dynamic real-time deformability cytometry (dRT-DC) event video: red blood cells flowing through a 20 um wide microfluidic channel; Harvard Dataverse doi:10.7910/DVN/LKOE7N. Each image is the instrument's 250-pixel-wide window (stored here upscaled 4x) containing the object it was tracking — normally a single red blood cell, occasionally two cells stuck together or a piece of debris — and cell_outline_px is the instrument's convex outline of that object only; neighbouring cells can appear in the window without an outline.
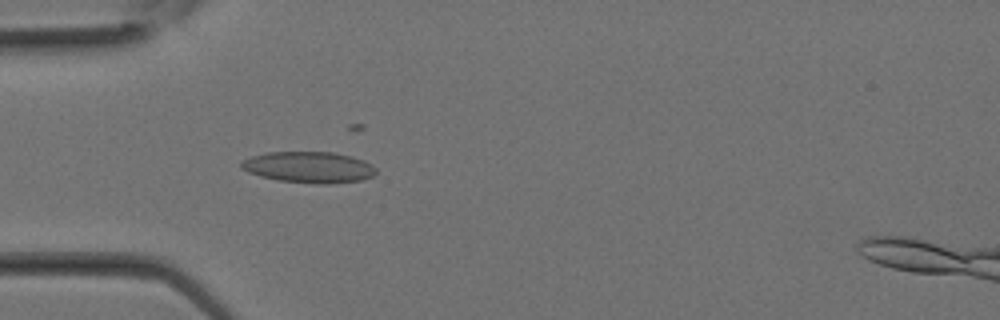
{"species": "Egyptian fruit bat (a non-hibernating species)", "species_latin": "Rousettus aegyptiacus", "temperature_condition": "room temperature", "stored_images_in_passage": 29, "camera_frame_rate_fps": 3000, "um_per_image_px": 0.085, "animal": {"sex": "female"}, "frame": {"image": 1, "passage_image": 7, "time_ms": 2.0, "image_size_px": [1000, 320], "cell_outline_px": [[376, 172], [372, 176], [360, 180], [328, 184], [316, 184], [280, 180], [260, 176], [248, 172], [240, 168], [240, 164], [244, 160], [252, 156], [268, 152], [332, 152], [352, 156], [364, 160], [372, 164], [376, 168]], "centroid_in_image_um": [26.27, 14.21], "position_along_channel_um": 58.7, "area_um2": 24.45}}
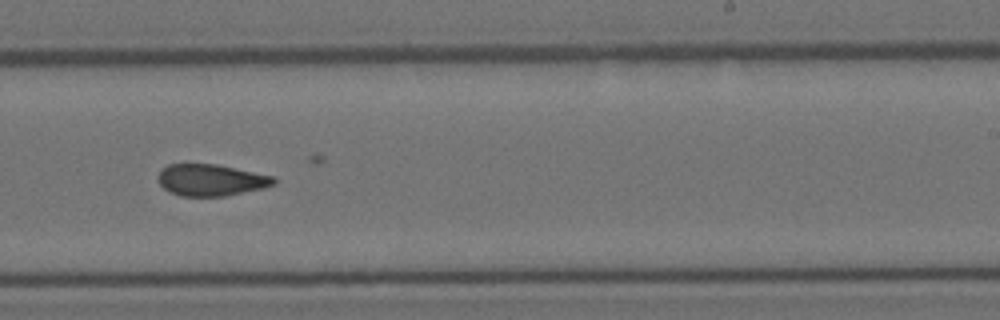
{"frame": {"image": 2, "passage_image": 17, "time_ms": 5.333, "image_size_px": [1000, 320], "cell_outline_px": [[276, 184], [264, 188], [224, 196], [180, 196], [168, 192], [160, 184], [156, 176], [160, 168], [168, 164], [216, 164], [272, 176], [276, 180]], "centroid_in_image_um": [17.87, 15.3], "position_along_channel_um": 271.1, "area_um2": 21.44}}
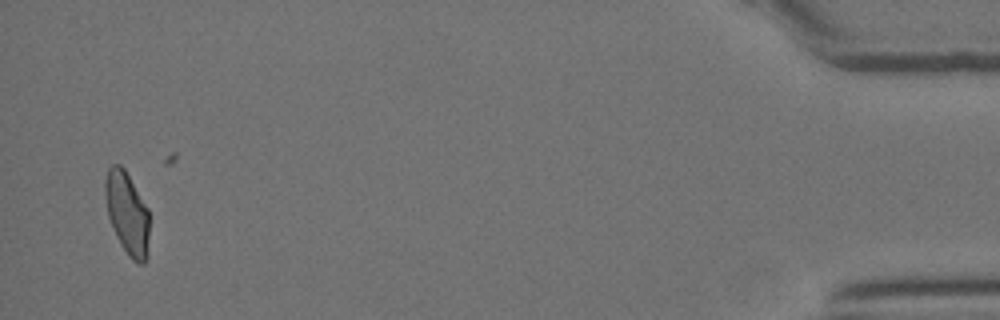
{"frame": {"image": 3, "passage_image": 28, "time_ms": 9.0, "image_size_px": [1000, 320], "cell_outline_px": [[148, 252], [144, 264], [140, 264], [132, 260], [128, 256], [120, 244], [112, 228], [108, 216], [104, 192], [104, 184], [108, 168], [112, 164], [120, 164], [124, 168], [148, 208]], "centroid_in_image_um": [10.79, 18.13], "position_along_channel_um": 424.4, "area_um2": 21.33}}